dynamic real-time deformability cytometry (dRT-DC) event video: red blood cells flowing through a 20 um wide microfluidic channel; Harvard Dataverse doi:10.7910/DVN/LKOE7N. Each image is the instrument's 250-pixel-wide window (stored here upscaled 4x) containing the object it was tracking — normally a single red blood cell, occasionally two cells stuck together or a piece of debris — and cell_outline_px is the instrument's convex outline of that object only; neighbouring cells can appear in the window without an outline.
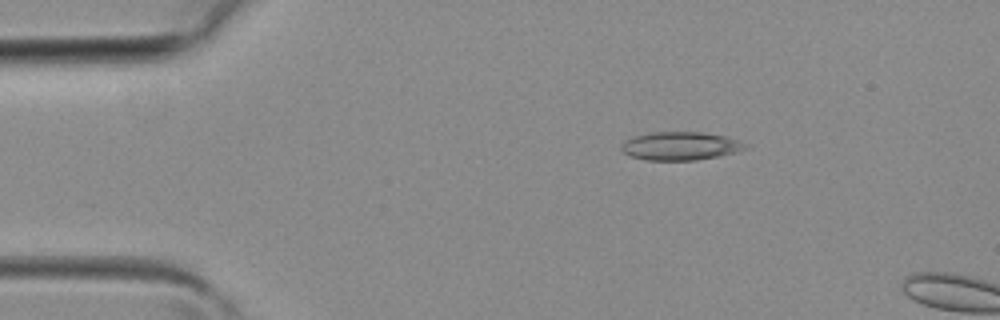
{"species": "common noctule bat (a hibernating species)", "species_latin": "Nyctalus noctula", "temperature_condition": "room temperature", "stored_images_in_passage": 3, "camera_frame_rate_fps": 3000, "um_per_image_px": 0.085, "animal": {"sex": "female", "body_mass_g": 19.3, "forearm_length_mm": 54.1}, "frame": {"image": 1, "passage_image": 1, "time_ms": 0.0, "image_size_px": [1000, 320], "cell_outline_px": [[752, 144], [744, 148], [720, 156], [696, 160], [648, 160], [632, 156], [624, 152], [620, 148], [632, 136], [652, 132], [700, 132], [724, 136], [740, 140]], "centroid_in_image_um": [57.87, 12.4], "position_along_channel_um": 27.1, "area_um2": 20.23}}